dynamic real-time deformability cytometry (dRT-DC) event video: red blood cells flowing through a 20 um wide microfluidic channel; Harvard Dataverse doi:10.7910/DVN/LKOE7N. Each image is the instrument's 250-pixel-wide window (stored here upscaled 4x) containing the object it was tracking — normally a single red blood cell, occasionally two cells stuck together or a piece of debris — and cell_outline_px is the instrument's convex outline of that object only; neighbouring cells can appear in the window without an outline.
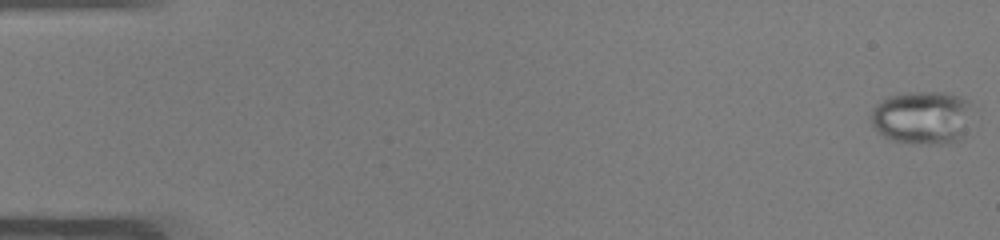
{"species": "common noctule bat (a hibernating species)", "species_latin": "Nyctalus noctula", "temperature_condition": "warm", "stored_images_in_passage": 50, "camera_frame_rate_fps": 3000, "um_per_image_px": 0.085, "animal": {"sex": "male", "body_mass_g": 19.0, "forearm_length_mm": 50.8}, "frame": {"image": 1, "passage_image": 1, "time_ms": 0.0, "image_size_px": [1000, 240], "cell_outline_px": [[968, 104], [960, 140], [948, 144], [928, 144], [892, 140], [884, 136], [872, 124], [868, 116], [872, 108], [876, 104], [888, 96], [912, 92], [944, 92], [960, 96], [968, 100]], "centroid_in_image_um": [78.28, 9.98], "position_along_channel_um": 6.7, "area_um2": 30.75}}
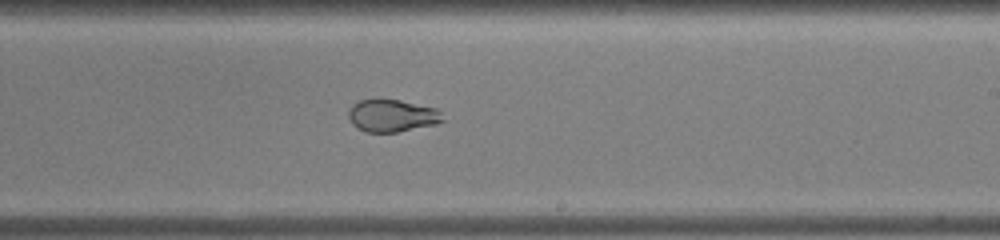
{"frame": {"image": 2, "passage_image": 31, "time_ms": 10.0, "image_size_px": [1000, 240], "cell_outline_px": [[444, 120], [436, 124], [396, 132], [364, 132], [356, 128], [352, 124], [348, 116], [348, 112], [352, 104], [360, 100], [400, 100], [436, 108], [440, 112]], "centroid_in_image_um": [33.3, 9.84], "position_along_channel_um": 255.7, "area_um2": 17.69}}
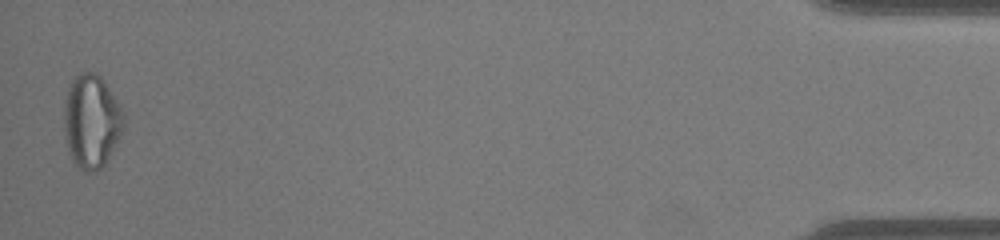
{"frame": {"image": 3, "passage_image": 50, "time_ms": 16.333, "image_size_px": [1000, 240], "cell_outline_px": [[124, 124], [120, 136], [104, 168], [92, 172], [84, 172], [76, 168], [68, 152], [64, 132], [64, 100], [68, 88], [72, 80], [80, 72], [96, 72], [104, 80], [124, 112]], "centroid_in_image_um": [7.76, 10.35], "position_along_channel_um": 427.4, "area_um2": 33.06}, "authors_computed_cell_mechanics": {"area_um2": 26.6747, "velocity_mm_per_s": 4.0666, "shape_relaxation_time_tau1_ms": null, "shape_relaxation_time_tau2_ms": 0.8707, "deformation_change_tau1": null, "deformation_change_tau2": 0.0483}}